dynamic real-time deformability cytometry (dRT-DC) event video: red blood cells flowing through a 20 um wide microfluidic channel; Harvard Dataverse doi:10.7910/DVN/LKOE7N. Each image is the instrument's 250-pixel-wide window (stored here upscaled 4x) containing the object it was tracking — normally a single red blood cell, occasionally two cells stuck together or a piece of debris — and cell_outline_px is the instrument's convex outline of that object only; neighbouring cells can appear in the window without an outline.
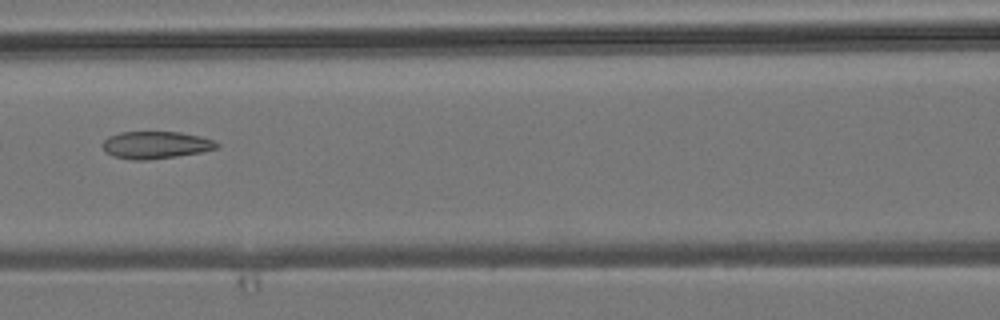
{"species": "common noctule bat (a hibernating species)", "species_latin": "Nyctalus noctula", "temperature_condition": "room temperature", "stored_images_in_passage": 5, "camera_frame_rate_fps": 3000, "um_per_image_px": 0.085, "animal": {"sex": "male", "body_mass_g": 19.2, "forearm_length_mm": 51.8}, "frame": {"image": 1, "passage_image": 5, "time_ms": 4.667, "image_size_px": [1000, 320], "cell_outline_px": [[220, 144], [216, 148], [200, 152], [176, 156], [148, 160], [132, 160], [112, 156], [104, 152], [104, 140], [108, 136], [120, 132], [180, 132], [200, 136], [212, 140]], "centroid_in_image_um": [13.2, 12.32], "position_along_channel_um": 153.4, "area_um2": 18.09}}